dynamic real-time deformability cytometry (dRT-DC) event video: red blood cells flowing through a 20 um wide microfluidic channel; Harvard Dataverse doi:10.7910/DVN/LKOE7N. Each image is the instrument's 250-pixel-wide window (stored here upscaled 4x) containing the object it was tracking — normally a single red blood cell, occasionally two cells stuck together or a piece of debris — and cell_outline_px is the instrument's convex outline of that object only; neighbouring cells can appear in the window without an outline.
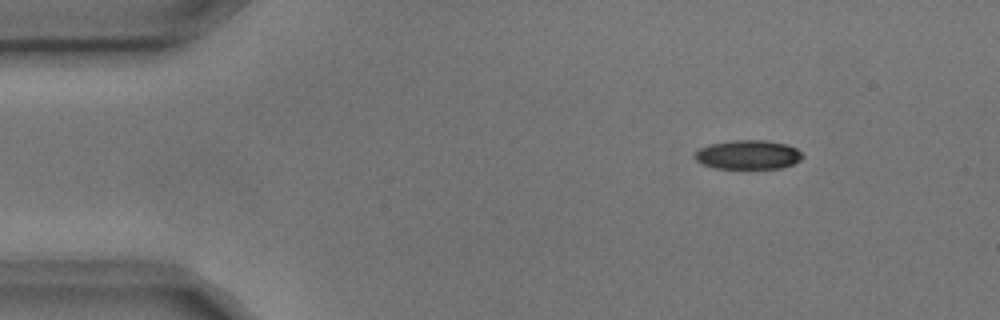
{"species": "common noctule bat (a hibernating species)", "species_latin": "Nyctalus noctula", "temperature_condition": "cold", "stored_images_in_passage": 3, "camera_frame_rate_fps": 3000, "um_per_image_px": 0.085, "animal": {"sex": "male", "body_mass_g": 17.9, "forearm_length_mm": 54.2}, "frame": {"image": 1, "passage_image": 1, "time_ms": 0.0, "image_size_px": [1000, 320], "cell_outline_px": [[804, 156], [800, 160], [792, 164], [780, 168], [716, 168], [704, 164], [696, 160], [696, 152], [700, 148], [708, 144], [732, 140], [764, 140], [788, 144], [796, 148]], "centroid_in_image_um": [63.61, 13.14], "position_along_channel_um": 21.4, "area_um2": 18.15}}
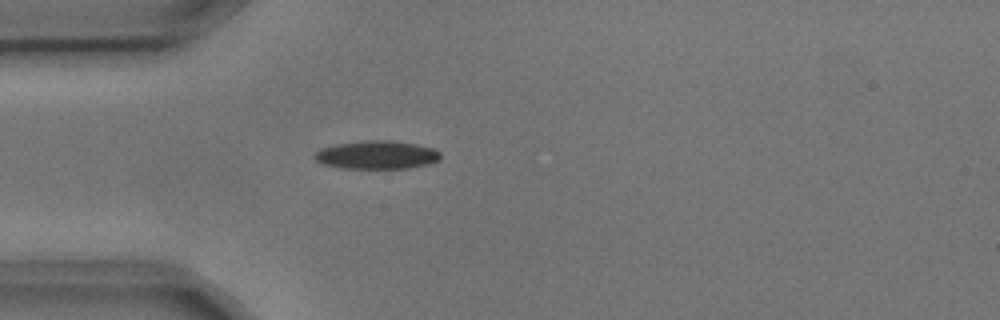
{"frame": {"image": 2, "passage_image": 3, "time_ms": 0.667, "image_size_px": [1000, 320], "cell_outline_px": [[440, 156], [432, 164], [408, 168], [344, 168], [324, 164], [316, 160], [312, 156], [320, 148], [336, 144], [364, 140], [392, 140], [416, 144], [432, 148], [440, 152]], "centroid_in_image_um": [32.02, 13.16], "position_along_channel_um": 53.0, "area_um2": 20.75}}